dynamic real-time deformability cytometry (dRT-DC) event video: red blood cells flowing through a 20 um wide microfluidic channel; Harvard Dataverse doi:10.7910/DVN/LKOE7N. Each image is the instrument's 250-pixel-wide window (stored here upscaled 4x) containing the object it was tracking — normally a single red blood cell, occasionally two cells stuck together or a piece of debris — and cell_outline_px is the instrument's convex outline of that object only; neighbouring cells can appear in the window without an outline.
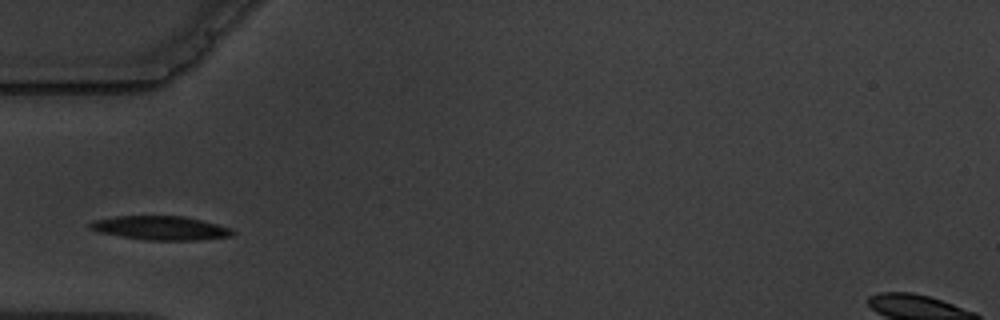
{"species": "common noctule bat (a hibernating species)", "species_latin": "Nyctalus noctula", "temperature_condition": "warm", "stored_images_in_passage": 2, "camera_frame_rate_fps": 3000, "um_per_image_px": 0.085, "animal": {"sex": "male", "body_mass_g": 19.5, "forearm_length_mm": 54.6}, "frame": {"image": 1, "passage_image": 1, "time_ms": 0.0, "image_size_px": [1000, 320], "cell_outline_px": [[236, 232], [232, 236], [200, 240], [144, 240], [120, 236], [100, 232], [88, 228], [88, 224], [96, 220], [116, 216], [184, 216], [216, 224], [228, 228]], "centroid_in_image_um": [13.64, 19.38], "position_along_channel_um": 71.4, "area_um2": 19.71}}
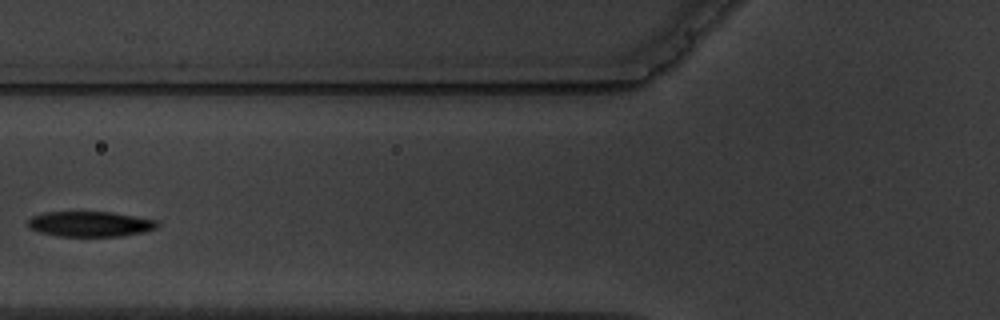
{"frame": {"image": 2, "passage_image": 2, "time_ms": 1.333, "image_size_px": [1000, 320], "cell_outline_px": [[160, 224], [156, 228], [144, 232], [120, 236], [56, 236], [40, 232], [28, 228], [28, 220], [32, 216], [44, 212], [112, 212], [156, 220]], "centroid_in_image_um": [7.65, 19.04], "position_along_channel_um": 118.2, "area_um2": 19.07}}